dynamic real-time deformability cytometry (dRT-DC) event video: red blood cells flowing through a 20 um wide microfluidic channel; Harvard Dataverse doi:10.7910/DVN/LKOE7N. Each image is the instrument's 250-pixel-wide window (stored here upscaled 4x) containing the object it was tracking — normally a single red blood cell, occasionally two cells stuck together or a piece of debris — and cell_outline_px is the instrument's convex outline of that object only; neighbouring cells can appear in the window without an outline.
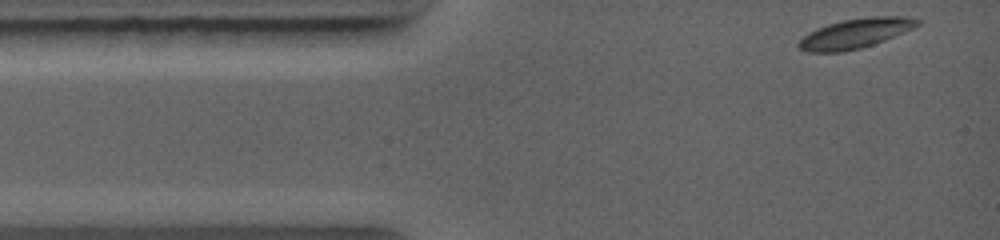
{"species": "common noctule bat (a hibernating species)", "species_latin": "Nyctalus noctula", "temperature_condition": "warm", "stored_images_in_passage": 26, "camera_frame_rate_fps": 5000, "um_per_image_px": 0.085, "animal": {"sex": "female", "body_mass_g": 19.0, "forearm_length_mm": 56.7}, "frame": {"image": 1, "passage_image": 1, "time_ms": 0.0, "image_size_px": [1000, 240], "cell_outline_px": [[920, 24], [912, 28], [884, 40], [860, 48], [844, 52], [808, 52], [800, 48], [796, 44], [808, 32], [816, 28], [828, 24], [844, 20], [872, 16], [908, 16], [920, 20]], "centroid_in_image_um": [72.68, 2.83], "position_along_channel_um": 12.3, "area_um2": 20.35}}
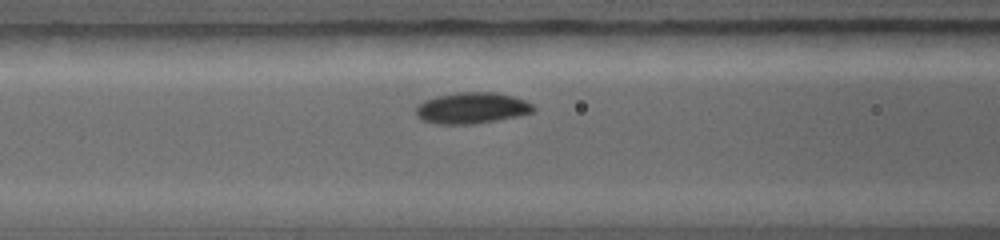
{"frame": {"image": 2, "passage_image": 10, "time_ms": 3.6, "image_size_px": [1000, 240], "cell_outline_px": [[536, 108], [532, 112], [516, 116], [496, 120], [472, 124], [436, 124], [424, 120], [416, 116], [416, 108], [424, 100], [436, 96], [456, 92], [496, 92], [512, 96], [524, 100], [532, 104]], "centroid_in_image_um": [40.09, 9.17], "position_along_channel_um": 126.5, "area_um2": 21.21}}
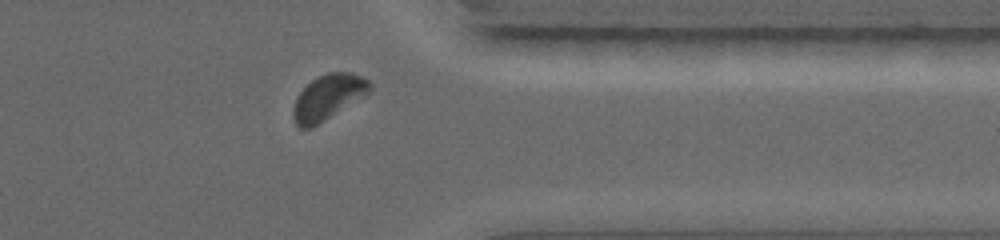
{"frame": {"image": 3, "passage_image": 23, "time_ms": 9.2, "image_size_px": [1000, 240], "cell_outline_px": [[372, 88], [364, 96], [312, 128], [300, 128], [296, 124], [292, 116], [292, 108], [300, 92], [312, 80], [328, 72], [352, 72], [368, 80], [372, 84]], "centroid_in_image_um": [27.88, 8.27], "position_along_channel_um": 383.5, "area_um2": 19.94}}